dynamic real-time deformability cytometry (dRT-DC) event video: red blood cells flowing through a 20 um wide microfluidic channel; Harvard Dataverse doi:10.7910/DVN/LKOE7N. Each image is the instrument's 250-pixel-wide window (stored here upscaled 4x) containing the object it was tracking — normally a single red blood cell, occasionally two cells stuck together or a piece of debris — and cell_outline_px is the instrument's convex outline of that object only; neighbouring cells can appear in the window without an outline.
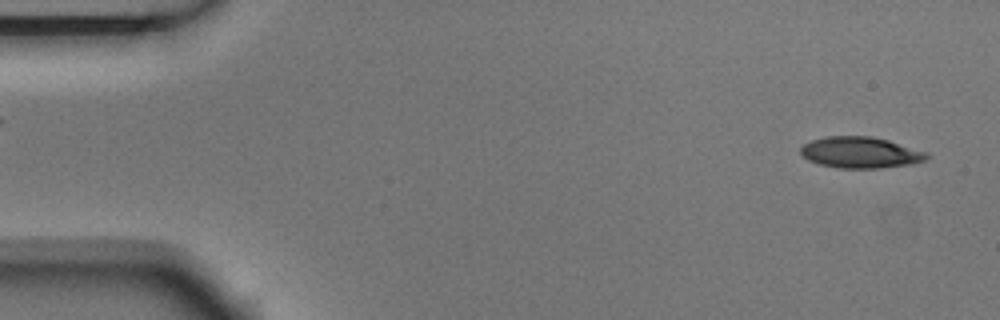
{"species": "Egyptian fruit bat (a non-hibernating species)", "species_latin": "Rousettus aegyptiacus", "temperature_condition": "room temperature", "stored_images_in_passage": 2, "segment_of_instrument_passage": [2, 2], "camera_frame_rate_fps": 3000, "um_per_image_px": 0.085, "animal": {"sex": "male"}, "frame": {"image": 1, "passage_image": 2, "time_ms": 0.333, "image_size_px": [1000, 320], "cell_outline_px": [[932, 156], [928, 160], [912, 164], [880, 168], [836, 168], [820, 164], [808, 160], [800, 156], [800, 148], [804, 144], [812, 140], [824, 136], [872, 136], [888, 140], [928, 152]], "centroid_in_image_um": [73.16, 12.96], "position_along_channel_um": 11.8, "area_um2": 23.29}}